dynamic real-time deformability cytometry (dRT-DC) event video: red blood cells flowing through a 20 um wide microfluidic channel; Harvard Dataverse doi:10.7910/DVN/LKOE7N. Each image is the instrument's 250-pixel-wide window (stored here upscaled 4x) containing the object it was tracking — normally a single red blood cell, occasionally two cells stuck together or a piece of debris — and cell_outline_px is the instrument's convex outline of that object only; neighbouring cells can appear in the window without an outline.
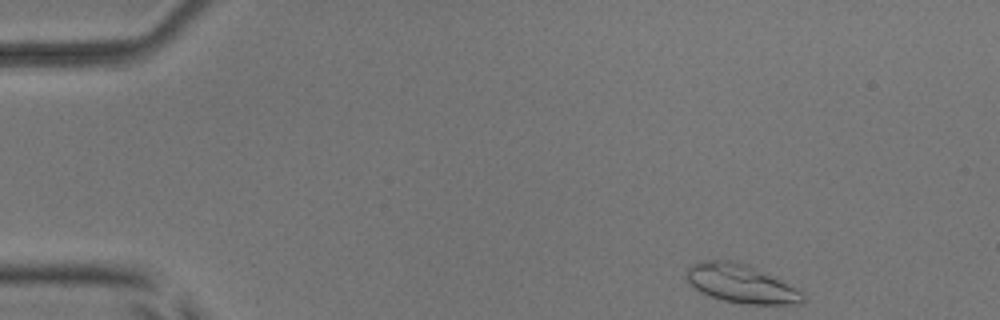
{"species": "common noctule bat (a hibernating species)", "species_latin": "Nyctalus noctula", "temperature_condition": "room temperature", "stored_images_in_passage": 47, "camera_frame_rate_fps": 3000, "um_per_image_px": 0.085, "animal": {"sex": "male", "body_mass_g": 17.9, "forearm_length_mm": 54.2}, "frame": {"image": 1, "passage_image": 1, "time_ms": 0.0, "image_size_px": [1000, 320], "cell_outline_px": [[804, 304], [744, 304], [724, 300], [712, 296], [696, 288], [688, 280], [688, 268], [692, 264], [700, 260], [732, 260], [748, 264], [780, 280], [800, 292], [804, 296]], "centroid_in_image_um": [62.99, 24.1], "position_along_channel_um": 22.0, "area_um2": 25.49}}
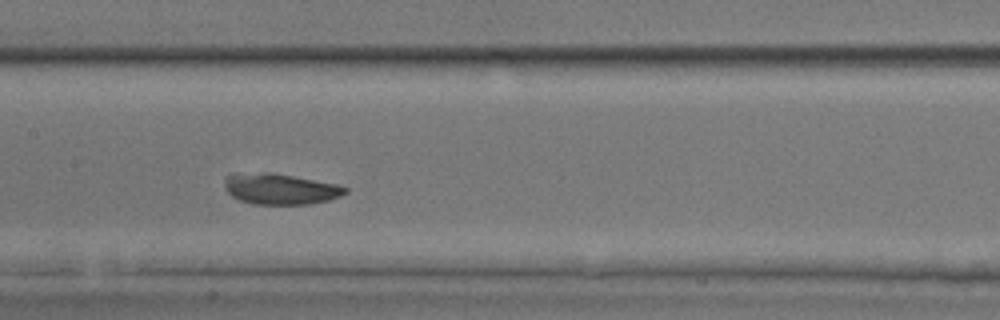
{"frame": {"image": 2, "passage_image": 21, "time_ms": 6.667, "image_size_px": [1000, 320], "cell_outline_px": [[348, 192], [340, 196], [328, 200], [308, 204], [252, 204], [240, 200], [232, 196], [224, 188], [224, 176], [264, 172], [272, 172], [336, 184], [348, 188]], "centroid_in_image_um": [23.82, 16.07], "position_along_channel_um": 183.6, "area_um2": 21.5}}
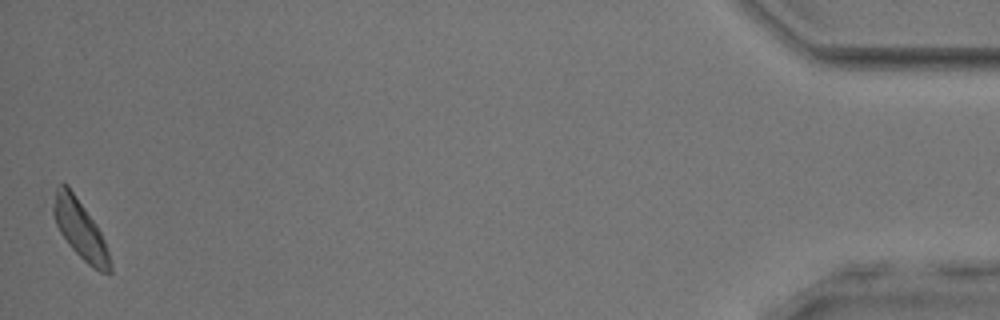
{"frame": {"image": 3, "passage_image": 47, "time_ms": 15.333, "image_size_px": [1000, 320], "cell_outline_px": [[112, 272], [100, 272], [92, 268], [68, 244], [60, 232], [56, 224], [52, 212], [52, 208], [56, 188], [60, 184], [68, 184], [96, 224], [104, 240], [112, 264]], "centroid_in_image_um": [6.81, 19.5], "position_along_channel_um": 428.4, "area_um2": 19.25}}